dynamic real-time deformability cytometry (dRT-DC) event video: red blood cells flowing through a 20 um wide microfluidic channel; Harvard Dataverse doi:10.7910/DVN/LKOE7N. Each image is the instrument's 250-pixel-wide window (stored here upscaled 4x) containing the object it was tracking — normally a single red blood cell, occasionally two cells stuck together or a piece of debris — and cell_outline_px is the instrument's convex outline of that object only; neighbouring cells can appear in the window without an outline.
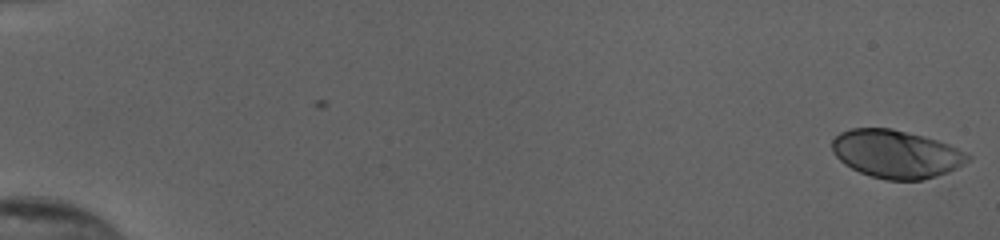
{"species": "human", "species_latin": "Homo sapiens", "temperature_condition": "cold", "stored_images_in_passage": 54, "camera_frame_rate_fps": 3000, "um_per_image_px": 0.085, "donor": {"sex": "female"}, "frame": {"image": 1, "passage_image": 1, "time_ms": 0.0, "image_size_px": [1000, 240], "cell_outline_px": [[972, 156], [964, 164], [948, 172], [936, 176], [920, 180], [888, 180], [872, 176], [860, 172], [844, 164], [832, 152], [832, 140], [840, 132], [852, 128], [892, 128], [924, 136], [948, 144]], "centroid_in_image_um": [76.15, 13.08], "position_along_channel_um": 8.8, "area_um2": 37.8}}
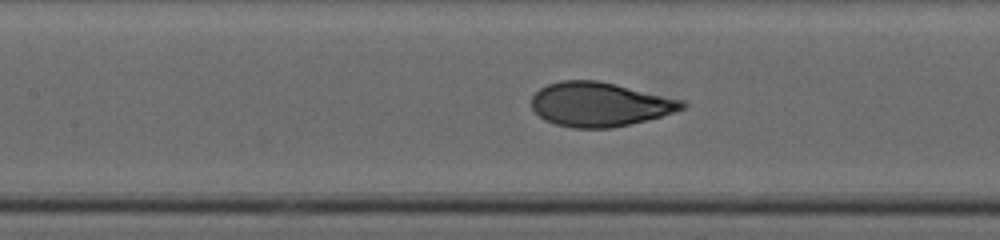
{"frame": {"image": 2, "passage_image": 27, "time_ms": 8.667, "image_size_px": [1000, 240], "cell_outline_px": [[688, 104], [684, 108], [660, 116], [612, 128], [572, 128], [556, 124], [544, 120], [532, 108], [532, 96], [540, 88], [548, 84], [560, 80], [596, 80], [684, 100]], "centroid_in_image_um": [50.94, 8.87], "position_along_channel_um": 156.5, "area_um2": 38.44}}
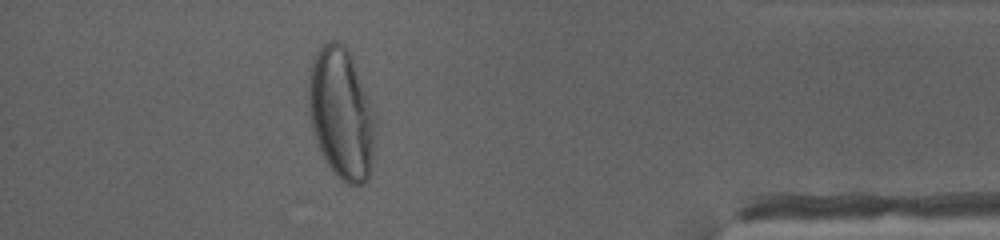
{"frame": {"image": 3, "passage_image": 49, "time_ms": 16.0, "image_size_px": [1000, 240], "cell_outline_px": [[376, 144], [372, 168], [368, 180], [364, 184], [348, 184], [340, 180], [332, 172], [316, 140], [312, 124], [308, 104], [308, 80], [312, 64], [316, 52], [328, 40], [336, 40], [348, 48], [352, 56], [376, 112]], "centroid_in_image_um": [29.07, 9.67], "position_along_channel_um": 406.1, "area_um2": 51.96}, "authors_computed_cell_mechanics": {"area_um2": 38.4948, "velocity_mm_per_s": 3.8692, "shape_relaxation_time_tau1_ms": 4.7743, "shape_relaxation_time_tau2_ms": null, "deformation_change_tau1": 0.2138, "deformation_change_tau2": null}}